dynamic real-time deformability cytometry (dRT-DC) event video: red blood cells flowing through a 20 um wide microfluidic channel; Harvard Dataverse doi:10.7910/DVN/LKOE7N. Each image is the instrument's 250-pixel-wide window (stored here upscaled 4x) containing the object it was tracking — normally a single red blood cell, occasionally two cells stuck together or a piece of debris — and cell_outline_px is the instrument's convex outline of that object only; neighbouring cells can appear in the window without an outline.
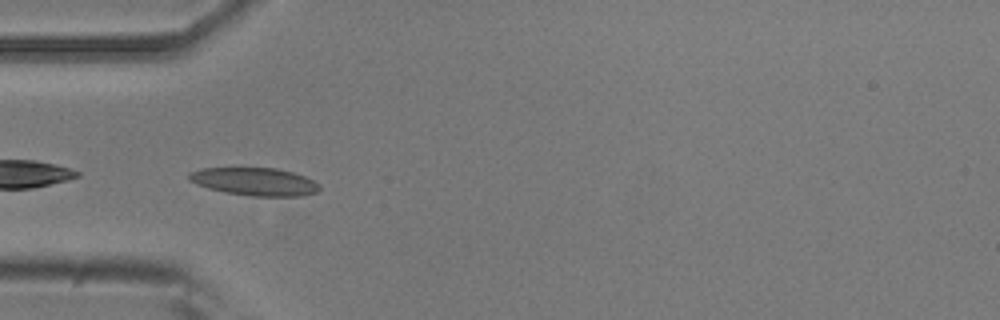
{"species": "common noctule bat (a hibernating species)", "species_latin": "Nyctalus noctula", "temperature_condition": "room temperature", "stored_images_in_passage": 16, "camera_frame_rate_fps": 3000, "um_per_image_px": 0.085, "animal": {"sex": "male", "body_mass_g": 20.5, "forearm_length_mm": 52.5}, "frame": {"image": 1, "passage_image": 1, "time_ms": 0.0, "image_size_px": [1000, 320], "cell_outline_px": [[320, 188], [316, 192], [300, 196], [252, 196], [224, 192], [208, 188], [196, 184], [188, 180], [188, 172], [200, 168], [276, 168], [292, 172], [304, 176], [320, 184]], "centroid_in_image_um": [21.61, 15.43], "position_along_channel_um": 63.4, "area_um2": 21.21}}
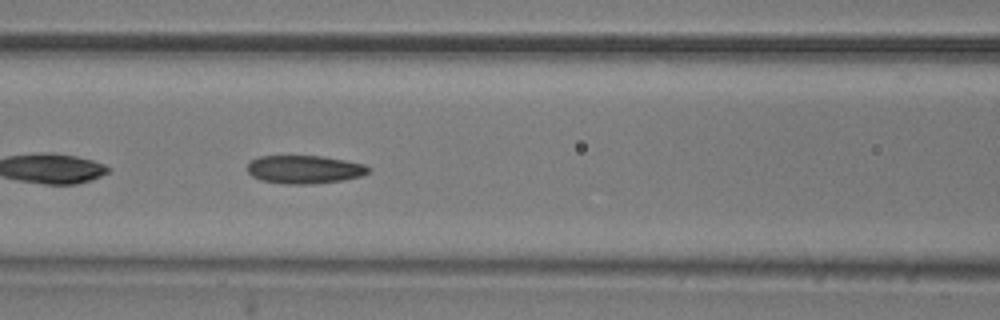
{"frame": {"image": 2, "passage_image": 7, "time_ms": 2.0, "image_size_px": [1000, 320], "cell_outline_px": [[372, 168], [368, 172], [360, 176], [344, 180], [308, 184], [288, 184], [260, 180], [252, 176], [248, 172], [248, 164], [252, 160], [260, 156], [324, 156], [364, 164]], "centroid_in_image_um": [25.89, 14.4], "position_along_channel_um": 140.7, "area_um2": 19.83}}
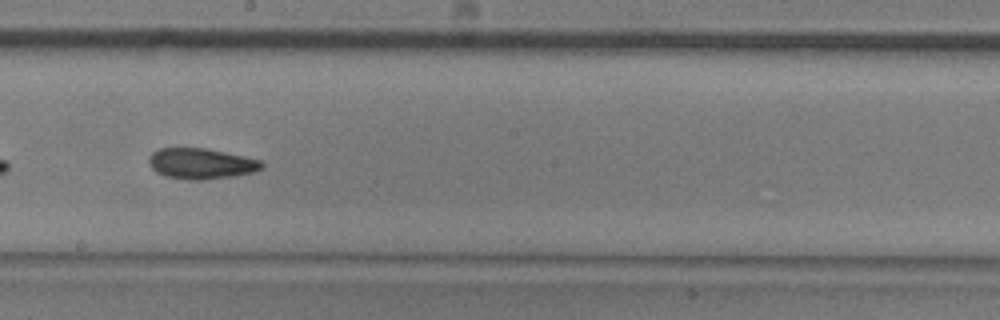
{"frame": {"image": 3, "passage_image": 14, "time_ms": 4.333, "image_size_px": [1000, 320], "cell_outline_px": [[264, 168], [256, 172], [232, 176], [204, 180], [188, 180], [164, 176], [156, 172], [148, 164], [148, 156], [152, 152], [160, 148], [204, 148], [264, 160]], "centroid_in_image_um": [17.11, 13.91], "position_along_channel_um": 231.1, "area_um2": 20.52}}